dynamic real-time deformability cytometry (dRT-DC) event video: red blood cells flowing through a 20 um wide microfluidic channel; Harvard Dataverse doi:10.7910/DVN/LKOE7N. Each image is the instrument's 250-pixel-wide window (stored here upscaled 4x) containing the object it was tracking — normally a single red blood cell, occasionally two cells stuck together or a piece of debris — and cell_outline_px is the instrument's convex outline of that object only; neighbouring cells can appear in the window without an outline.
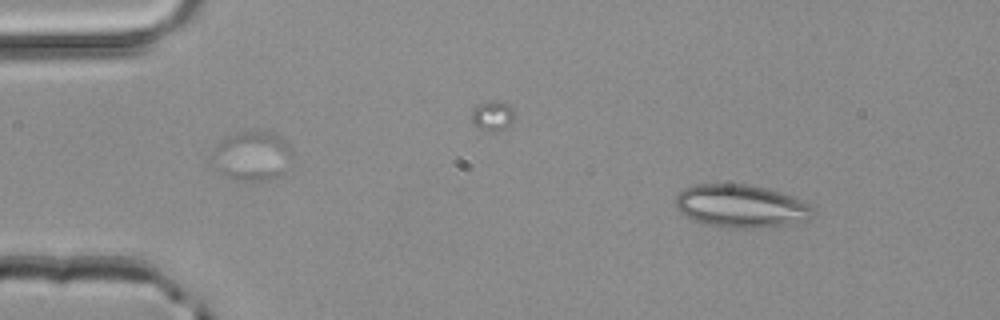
{"species": "common noctule bat (a hibernating species)", "species_latin": "Nyctalus noctula", "temperature_condition": "room temperature", "stored_images_in_passage": 2, "camera_frame_rate_fps": 3000, "um_per_image_px": 0.085, "animal": {"sex": "male", "body_mass_g": 20.4}, "frame": {"image": 1, "passage_image": 1, "time_ms": 0.0, "image_size_px": [1000, 320], "cell_outline_px": [[816, 212], [808, 220], [788, 224], [752, 228], [720, 228], [704, 224], [692, 220], [676, 208], [676, 196], [680, 192], [696, 184], [748, 184], [764, 188], [792, 196], [816, 208]], "centroid_in_image_um": [62.99, 17.54], "position_along_channel_um": 22.0, "area_um2": 34.33}}